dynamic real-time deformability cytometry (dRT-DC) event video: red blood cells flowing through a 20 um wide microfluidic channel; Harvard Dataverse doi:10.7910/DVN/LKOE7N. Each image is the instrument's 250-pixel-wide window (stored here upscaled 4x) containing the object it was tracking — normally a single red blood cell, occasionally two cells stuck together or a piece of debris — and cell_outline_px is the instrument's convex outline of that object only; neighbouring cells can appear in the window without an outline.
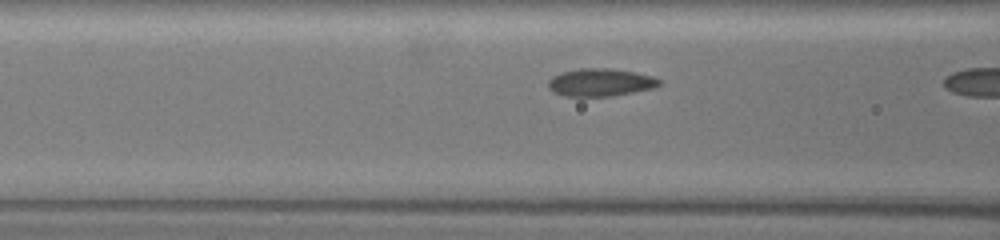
{"species": "common noctule bat (a hibernating species)", "species_latin": "Nyctalus noctula", "temperature_condition": "warm", "stored_images_in_passage": 10, "camera_frame_rate_fps": 3000, "um_per_image_px": 0.085, "animal": {"sex": "female", "body_mass_g": 19.5, "forearm_length_mm": 54.1}, "frame": {"image": 1, "passage_image": 9, "time_ms": 2.667, "image_size_px": [1000, 240], "cell_outline_px": [[660, 84], [652, 88], [632, 92], [608, 96], [564, 96], [552, 92], [548, 88], [548, 80], [552, 76], [560, 72], [580, 68], [608, 68], [636, 72], [652, 76], [660, 80]], "centroid_in_image_um": [50.97, 6.99], "position_along_channel_um": 115.6, "area_um2": 17.92}}